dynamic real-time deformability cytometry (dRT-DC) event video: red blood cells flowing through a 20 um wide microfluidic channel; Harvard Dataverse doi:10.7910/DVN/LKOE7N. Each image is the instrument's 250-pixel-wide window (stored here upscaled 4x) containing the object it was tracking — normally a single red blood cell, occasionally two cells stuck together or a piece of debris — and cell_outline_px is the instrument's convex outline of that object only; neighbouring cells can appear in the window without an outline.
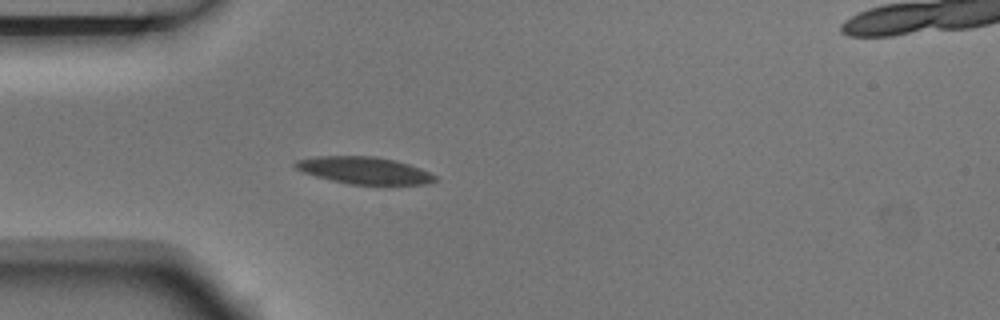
{"species": "Egyptian fruit bat (a non-hibernating species)", "species_latin": "Rousettus aegyptiacus", "temperature_condition": "room temperature", "stored_images_in_passage": 5, "camera_frame_rate_fps": 3000, "um_per_image_px": 0.085, "animal": {"sex": "male"}, "frame": {"image": 1, "passage_image": 5, "time_ms": 1.333, "image_size_px": [1000, 320], "cell_outline_px": [[440, 180], [428, 184], [348, 184], [316, 176], [304, 172], [296, 168], [292, 164], [296, 160], [316, 156], [376, 156], [396, 160], [420, 168], [436, 176]], "centroid_in_image_um": [30.98, 14.48], "position_along_channel_um": 54.0, "area_um2": 22.02}}